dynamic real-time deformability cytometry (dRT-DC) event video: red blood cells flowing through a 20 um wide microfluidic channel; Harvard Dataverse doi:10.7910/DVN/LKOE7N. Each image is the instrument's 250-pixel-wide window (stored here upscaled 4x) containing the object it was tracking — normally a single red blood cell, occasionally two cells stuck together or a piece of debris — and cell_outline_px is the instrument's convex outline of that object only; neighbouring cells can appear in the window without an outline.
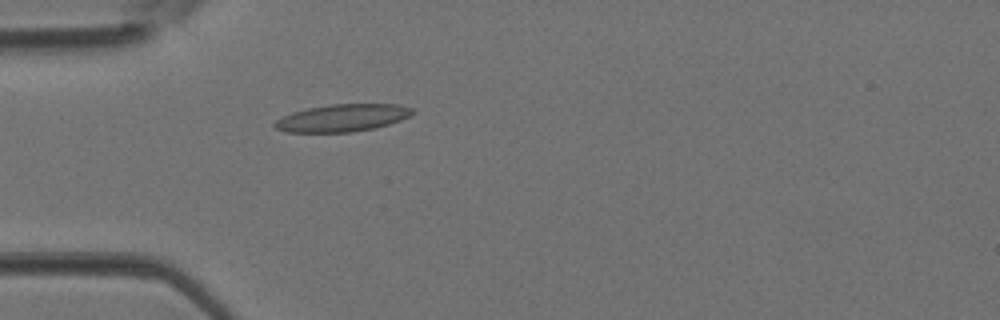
{"species": "Egyptian fruit bat (a non-hibernating species)", "species_latin": "Rousettus aegyptiacus", "temperature_condition": "room temperature", "stored_images_in_passage": 2, "camera_frame_rate_fps": 3000, "um_per_image_px": 0.085, "animal": {"sex": "female"}, "frame": {"image": 1, "passage_image": 2, "time_ms": 0.333, "image_size_px": [1000, 320], "cell_outline_px": [[416, 112], [400, 120], [376, 128], [352, 132], [284, 132], [276, 128], [272, 124], [276, 120], [292, 112], [308, 108], [332, 104], [400, 104], [412, 108]], "centroid_in_image_um": [29.11, 10.02], "position_along_channel_um": 55.9, "area_um2": 21.96}}